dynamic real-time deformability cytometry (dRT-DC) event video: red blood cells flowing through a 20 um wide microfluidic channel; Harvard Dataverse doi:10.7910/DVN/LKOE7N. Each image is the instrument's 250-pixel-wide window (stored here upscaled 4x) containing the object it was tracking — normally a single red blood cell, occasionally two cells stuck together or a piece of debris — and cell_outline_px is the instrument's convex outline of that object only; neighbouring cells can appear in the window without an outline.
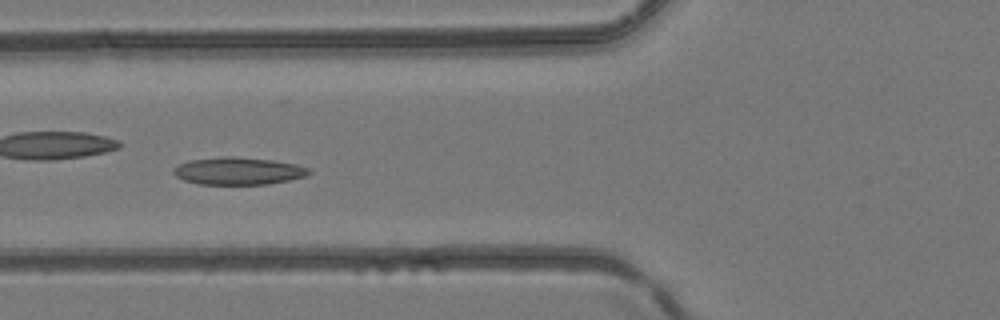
{"species": "common noctule bat (a hibernating species)", "species_latin": "Nyctalus noctula", "temperature_condition": "room temperature", "stored_images_in_passage": 7, "camera_frame_rate_fps": 3000, "um_per_image_px": 0.085, "animal": {"sex": "female", "body_mass_g": 24.6, "forearm_length_mm": 56.2}, "frame": {"image": 1, "passage_image": 6, "time_ms": 1.667, "image_size_px": [1000, 320], "cell_outline_px": [[312, 172], [304, 176], [288, 180], [268, 184], [200, 184], [184, 180], [176, 176], [172, 172], [172, 168], [188, 160], [224, 156], [232, 156], [272, 160], [296, 164], [308, 168]], "centroid_in_image_um": [20.22, 14.53], "position_along_channel_um": 105.6, "area_um2": 21.56}}
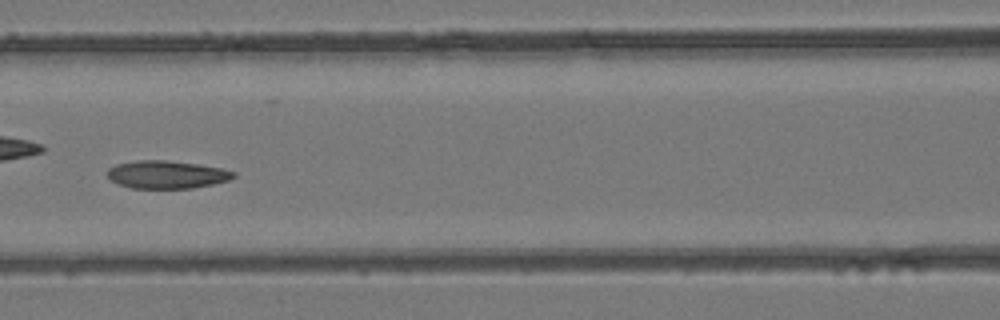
{"frame": {"image": 2, "passage_image": 7, "time_ms": 2.0, "image_size_px": [1000, 320], "cell_outline_px": [[236, 176], [228, 180], [212, 184], [192, 188], [132, 188], [120, 184], [112, 180], [108, 176], [108, 168], [116, 164], [136, 160], [164, 160], [196, 164], [220, 168], [236, 172]], "centroid_in_image_um": [14.17, 14.83], "position_along_channel_um": 152.4, "area_um2": 20.23}}